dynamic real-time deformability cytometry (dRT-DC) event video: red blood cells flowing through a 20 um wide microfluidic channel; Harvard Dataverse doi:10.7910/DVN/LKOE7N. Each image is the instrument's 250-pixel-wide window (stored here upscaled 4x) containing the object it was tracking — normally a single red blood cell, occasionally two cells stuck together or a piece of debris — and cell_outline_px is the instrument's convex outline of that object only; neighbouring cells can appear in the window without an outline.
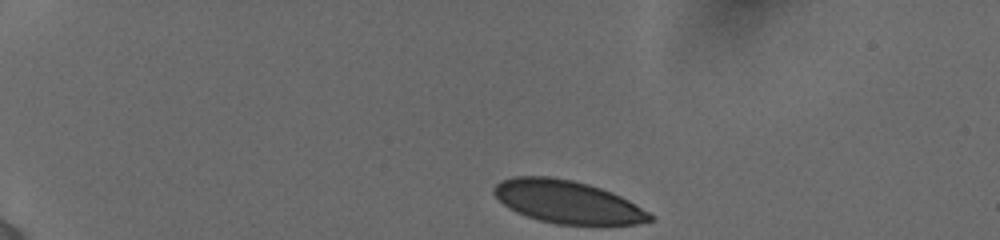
{"species": "human", "species_latin": "Homo sapiens", "temperature_condition": "cold", "stored_images_in_passage": 43, "camera_frame_rate_fps": 3000, "um_per_image_px": 0.085, "donor": {"sex": "female"}, "frame": {"image": 1, "passage_image": 1, "time_ms": 0.0, "image_size_px": [1000, 240], "cell_outline_px": [[652, 220], [636, 224], [556, 224], [540, 220], [516, 212], [508, 208], [492, 192], [492, 188], [500, 180], [516, 176], [552, 176], [572, 180], [588, 184], [600, 188], [620, 196], [628, 200], [648, 212], [652, 216]], "centroid_in_image_um": [48.18, 17.14], "position_along_channel_um": 36.8, "area_um2": 38.49}}
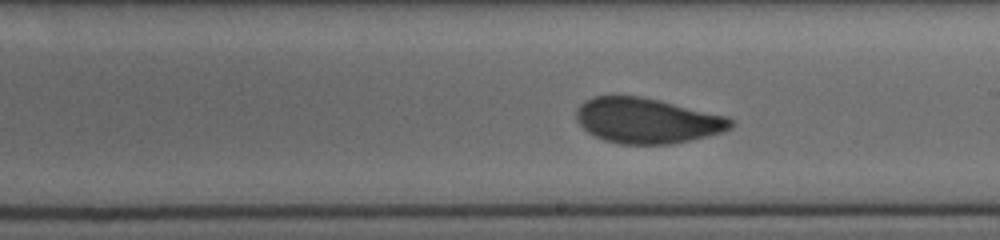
{"frame": {"image": 2, "passage_image": 23, "time_ms": 7.333, "image_size_px": [1000, 240], "cell_outline_px": [[736, 124], [732, 128], [724, 132], [672, 144], [620, 144], [604, 140], [588, 132], [576, 120], [576, 108], [584, 100], [592, 96], [640, 96], [728, 116]], "centroid_in_image_um": [55.01, 10.25], "position_along_channel_um": 234.0, "area_um2": 40.86}}
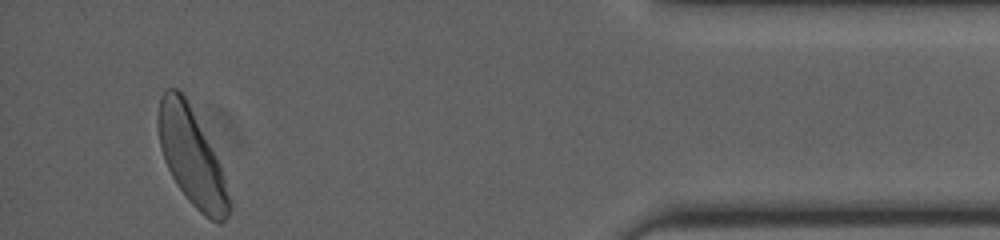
{"frame": {"image": 3, "passage_image": 41, "time_ms": 13.333, "image_size_px": [1000, 240], "cell_outline_px": [[232, 208], [228, 216], [220, 224], [216, 224], [204, 216], [188, 200], [176, 184], [164, 160], [160, 148], [156, 124], [156, 120], [160, 96], [164, 88], [176, 88], [184, 96], [216, 156], [220, 164], [232, 200]], "centroid_in_image_um": [16.28, 13.38], "position_along_channel_um": 418.9, "area_um2": 40.11}, "authors_computed_cell_mechanics": {"area_um2": 40.5178, "velocity_mm_per_s": 3.8537, "shape_relaxation_time_tau1_ms": 4.3828, "shape_relaxation_time_tau2_ms": 0.8723, "deformation_change_tau1": 0.1253, "deformation_change_tau2": 0.0529}}